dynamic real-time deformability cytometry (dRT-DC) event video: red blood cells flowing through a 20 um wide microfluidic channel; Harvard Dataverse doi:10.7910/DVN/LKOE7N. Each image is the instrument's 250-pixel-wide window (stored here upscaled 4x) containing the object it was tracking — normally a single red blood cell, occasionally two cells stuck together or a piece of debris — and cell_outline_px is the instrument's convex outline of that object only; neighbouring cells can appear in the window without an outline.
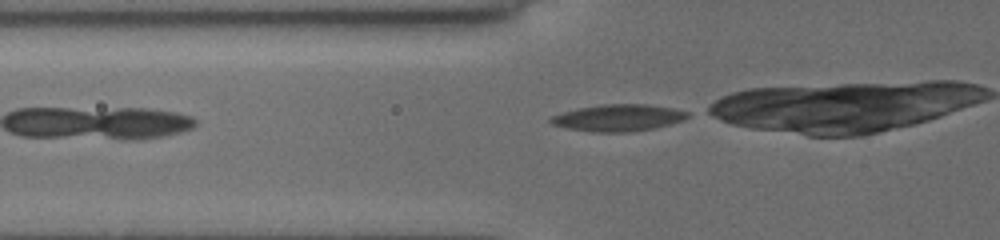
{"species": "common noctule bat (a hibernating species)", "species_latin": "Nyctalus noctula", "temperature_condition": "cold", "stored_images_in_passage": 26, "camera_frame_rate_fps": 3000, "um_per_image_px": 0.085, "animal": {"sex": "female", "body_mass_g": 19.5, "forearm_length_mm": 54.1}, "frame": {"image": 1, "passage_image": 2, "time_ms": 0.333, "image_size_px": [1000, 240], "cell_outline_px": [[688, 116], [684, 120], [656, 128], [628, 132], [592, 132], [568, 128], [552, 124], [548, 120], [552, 116], [576, 108], [600, 104], [644, 104], [672, 108], [688, 112]], "centroid_in_image_um": [52.54, 10.01], "position_along_channel_um": 73.3, "area_um2": 21.33}}
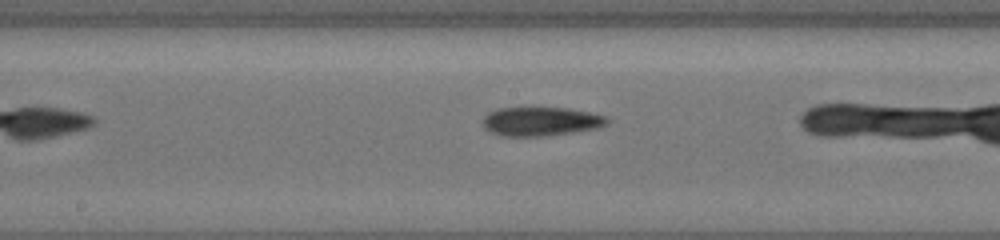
{"frame": {"image": 2, "passage_image": 12, "time_ms": 3.667, "image_size_px": [1000, 240], "cell_outline_px": [[608, 124], [600, 128], [544, 136], [504, 136], [492, 132], [484, 128], [480, 120], [488, 112], [496, 108], [568, 108], [608, 116]], "centroid_in_image_um": [45.96, 10.32], "position_along_channel_um": 202.2, "area_um2": 21.1}}
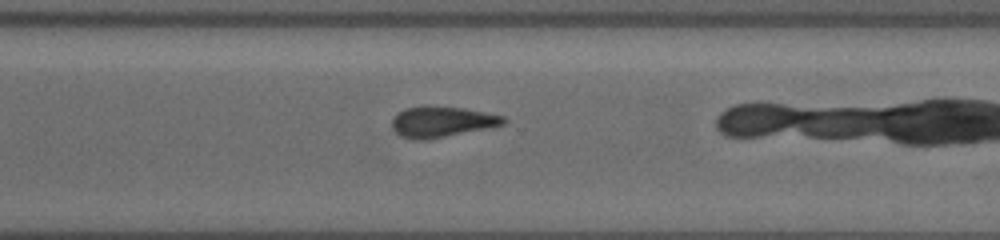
{"frame": {"image": 3, "passage_image": 22, "time_ms": 7.0, "image_size_px": [1000, 240], "cell_outline_px": [[508, 120], [504, 124], [424, 140], [416, 140], [400, 136], [392, 128], [392, 120], [404, 108], [424, 104], [428, 104], [464, 108], [504, 116]], "centroid_in_image_um": [37.51, 10.31], "position_along_channel_um": 333.1, "area_um2": 19.94}}